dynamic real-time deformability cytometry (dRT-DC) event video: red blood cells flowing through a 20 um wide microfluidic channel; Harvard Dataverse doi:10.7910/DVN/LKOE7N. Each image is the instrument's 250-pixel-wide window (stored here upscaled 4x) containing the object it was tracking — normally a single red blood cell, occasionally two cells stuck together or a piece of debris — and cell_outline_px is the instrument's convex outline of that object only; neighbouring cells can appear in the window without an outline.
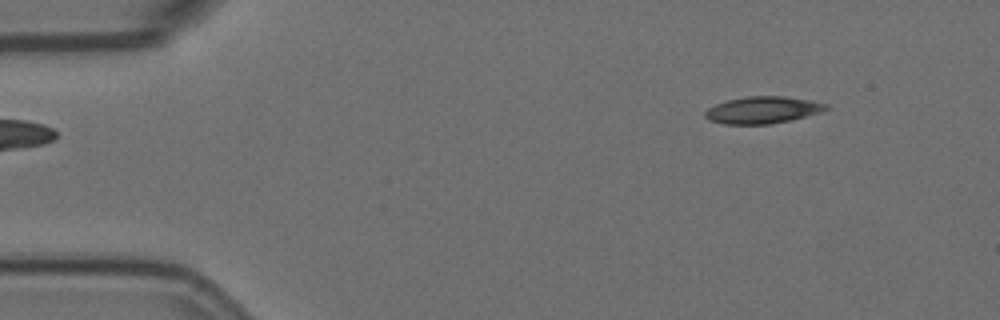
{"species": "Egyptian fruit bat (a non-hibernating species)", "species_latin": "Rousettus aegyptiacus", "temperature_condition": "room temperature", "stored_images_in_passage": 13, "camera_frame_rate_fps": 3000, "um_per_image_px": 0.085, "animal": {"sex": "female"}, "frame": {"image": 1, "passage_image": 1, "time_ms": 0.0, "image_size_px": [1000, 320], "cell_outline_px": [[828, 108], [820, 112], [792, 120], [768, 124], [724, 124], [708, 120], [704, 116], [704, 112], [708, 108], [716, 104], [728, 100], [744, 96], [784, 96], [808, 100], [828, 104]], "centroid_in_image_um": [64.79, 9.35], "position_along_channel_um": 20.2, "area_um2": 18.96}}
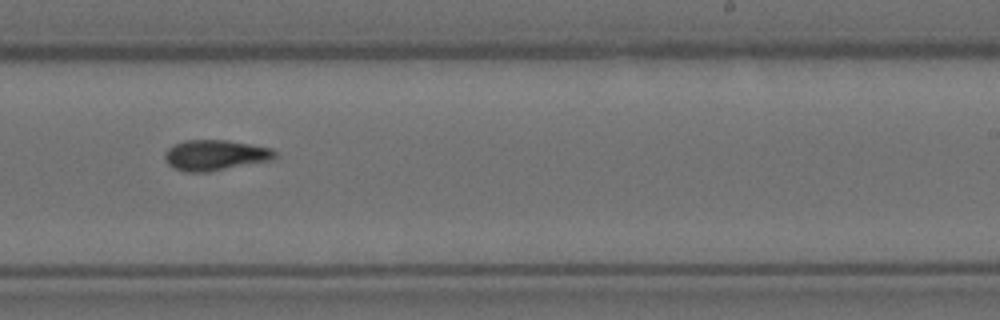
{"frame": {"image": 2, "passage_image": 8, "time_ms": 2.333, "image_size_px": [1000, 320], "cell_outline_px": [[276, 156], [272, 160], [208, 172], [188, 172], [176, 168], [168, 164], [164, 160], [164, 152], [168, 148], [184, 140], [228, 140], [272, 148], [276, 152]], "centroid_in_image_um": [18.29, 13.18], "position_along_channel_um": 270.7, "area_um2": 19.59}}
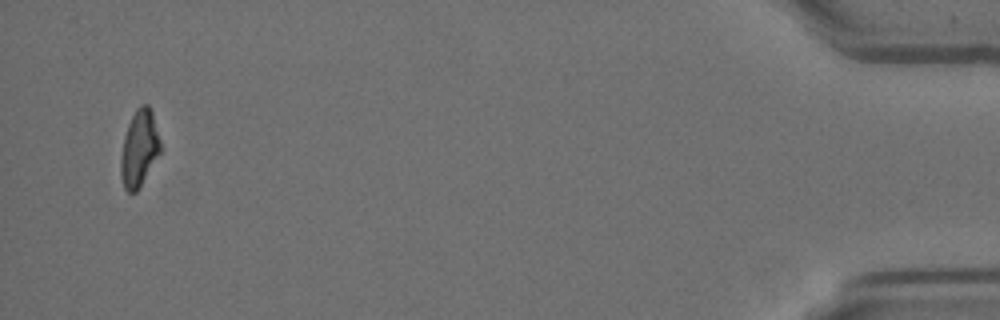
{"frame": {"image": 3, "passage_image": 13, "time_ms": 4.0, "image_size_px": [1000, 320], "cell_outline_px": [[160, 152], [136, 192], [128, 192], [124, 188], [120, 176], [120, 156], [124, 136], [128, 124], [136, 108], [140, 104], [148, 104], [152, 112], [160, 144]], "centroid_in_image_um": [11.8, 12.61], "position_along_channel_um": 423.4, "area_um2": 17.4}}